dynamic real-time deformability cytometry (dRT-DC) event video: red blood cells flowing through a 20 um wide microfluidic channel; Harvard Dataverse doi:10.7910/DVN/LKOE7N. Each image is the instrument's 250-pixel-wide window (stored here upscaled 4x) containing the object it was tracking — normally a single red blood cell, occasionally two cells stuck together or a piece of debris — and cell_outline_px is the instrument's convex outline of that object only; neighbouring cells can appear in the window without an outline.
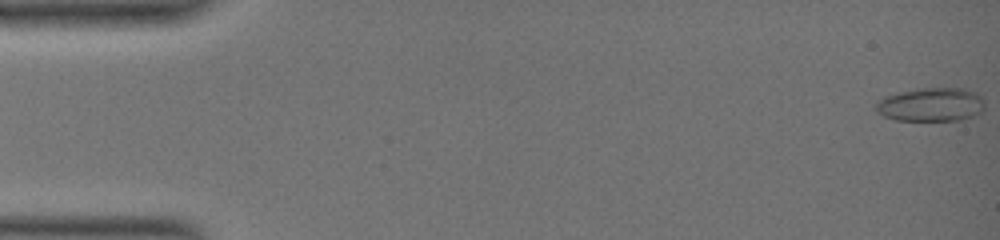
{"species": "common noctule bat (a hibernating species)", "species_latin": "Nyctalus noctula", "temperature_condition": "warm", "stored_images_in_passage": 61, "camera_frame_rate_fps": 3000, "um_per_image_px": 0.085, "animal": {"sex": "female", "body_mass_g": 19.0, "forearm_length_mm": 51.5}, "frame": {"image": 1, "passage_image": 1, "time_ms": 0.0, "image_size_px": [1000, 240], "cell_outline_px": [[984, 108], [980, 112], [972, 116], [960, 120], [896, 120], [884, 116], [876, 112], [872, 108], [884, 96], [916, 88], [964, 88], [976, 92], [984, 100]], "centroid_in_image_um": [79.12, 8.88], "position_along_channel_um": 5.9, "area_um2": 21.5}}
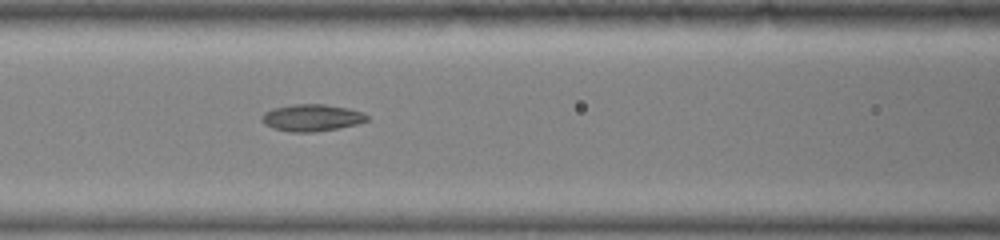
{"frame": {"image": 2, "passage_image": 28, "time_ms": 9.0, "image_size_px": [1000, 240], "cell_outline_px": [[368, 120], [356, 124], [336, 128], [312, 132], [292, 132], [276, 128], [264, 124], [264, 112], [272, 108], [296, 104], [324, 104], [348, 108], [364, 112], [368, 116]], "centroid_in_image_um": [26.54, 9.99], "position_along_channel_um": 140.1, "area_um2": 16.18}}
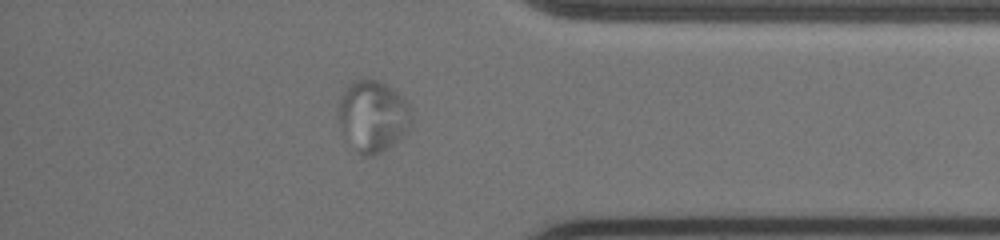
{"frame": {"image": 3, "passage_image": 53, "time_ms": 17.333, "image_size_px": [1000, 240], "cell_outline_px": [[412, 124], [388, 148], [372, 156], [364, 156], [356, 152], [344, 132], [340, 124], [340, 104], [344, 92], [356, 80], [380, 80], [388, 84], [404, 100], [412, 112]], "centroid_in_image_um": [31.73, 9.88], "position_along_channel_um": 403.5, "area_um2": 29.42}}